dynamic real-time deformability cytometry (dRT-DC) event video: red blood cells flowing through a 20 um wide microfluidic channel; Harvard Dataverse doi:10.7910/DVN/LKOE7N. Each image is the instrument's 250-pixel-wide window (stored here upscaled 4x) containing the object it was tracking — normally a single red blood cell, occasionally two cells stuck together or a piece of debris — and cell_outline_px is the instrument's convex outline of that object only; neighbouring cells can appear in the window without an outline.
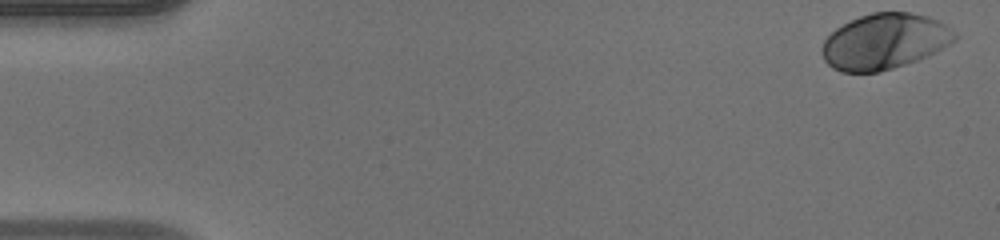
{"species": "human", "species_latin": "Homo sapiens", "temperature_condition": "warm", "stored_images_in_passage": 43, "camera_frame_rate_fps": 3000, "um_per_image_px": 0.085, "donor": {"sex": "male"}, "frame": {"image": 1, "passage_image": 1, "time_ms": 0.0, "image_size_px": [1000, 240], "cell_outline_px": [[960, 36], [956, 40], [936, 52], [916, 60], [880, 72], [840, 72], [832, 68], [824, 60], [820, 48], [824, 40], [836, 28], [860, 16], [872, 12], [908, 12], [928, 16], [940, 20]], "centroid_in_image_um": [75.19, 3.52], "position_along_channel_um": 9.8, "area_um2": 43.12}}
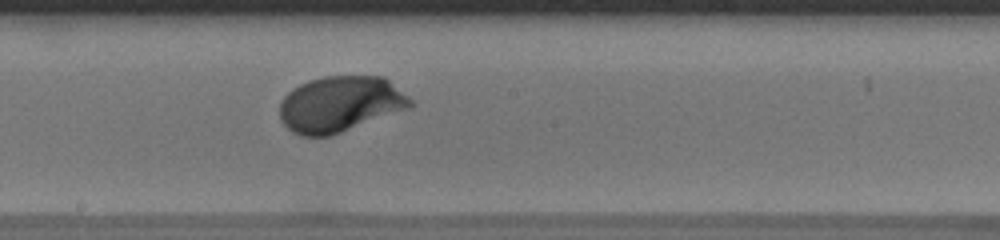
{"frame": {"image": 2, "passage_image": 27, "time_ms": 8.667, "image_size_px": [1000, 240], "cell_outline_px": [[416, 104], [412, 108], [332, 136], [300, 136], [292, 132], [280, 120], [280, 100], [292, 88], [308, 80], [324, 76], [384, 76], [408, 96]], "centroid_in_image_um": [28.94, 8.86], "position_along_channel_um": 219.3, "area_um2": 43.18}}
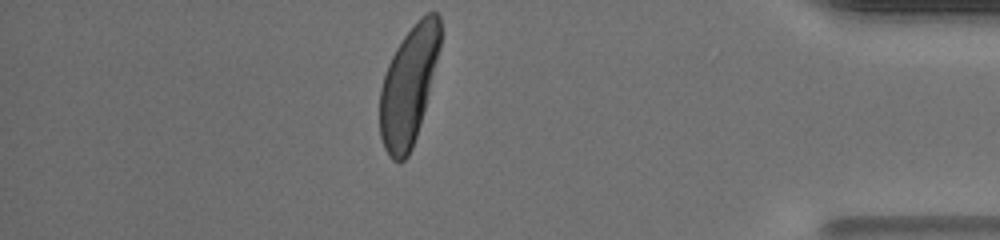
{"frame": {"image": 3, "passage_image": 43, "time_ms": 14.0, "image_size_px": [1000, 240], "cell_outline_px": [[444, 32], [440, 48], [420, 124], [412, 148], [408, 156], [400, 164], [392, 160], [388, 156], [384, 148], [380, 136], [380, 88], [388, 64], [396, 48], [404, 36], [420, 16], [428, 12], [436, 12], [440, 16]], "centroid_in_image_um": [34.75, 7.26], "position_along_channel_um": 400.5, "area_um2": 41.85}, "authors_computed_cell_mechanics": {"area_um2": 41.905, "velocity_mm_per_s": 4.0934, "shape_relaxation_time_tau1_ms": 1.5834, "shape_relaxation_time_tau2_ms": null, "deformation_change_tau1": 0.141, "deformation_change_tau2": null}}